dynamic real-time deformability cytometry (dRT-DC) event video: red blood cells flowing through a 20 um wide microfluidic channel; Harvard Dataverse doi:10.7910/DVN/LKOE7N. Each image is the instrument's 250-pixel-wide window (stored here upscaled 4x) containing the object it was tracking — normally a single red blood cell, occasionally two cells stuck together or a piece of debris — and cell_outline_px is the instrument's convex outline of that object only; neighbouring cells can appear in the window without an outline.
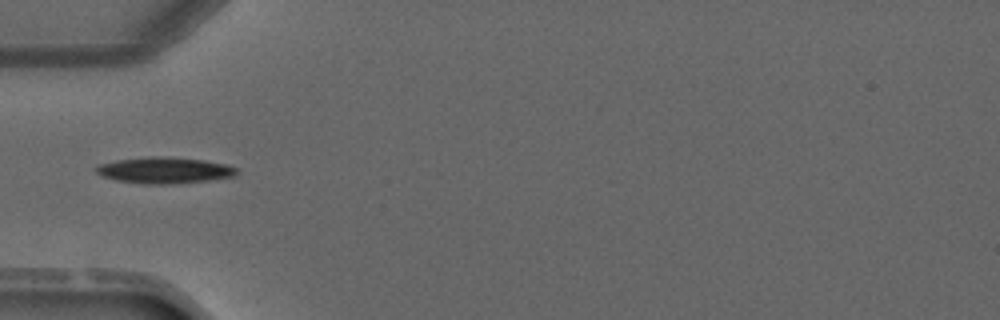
{"species": "common noctule bat (a hibernating species)", "species_latin": "Nyctalus noctula", "temperature_condition": "warm", "stored_images_in_passage": 3, "camera_frame_rate_fps": 3000, "um_per_image_px": 0.085, "animal": {"sex": "male", "forearm_length_mm": 52.5}, "frame": {"image": 1, "passage_image": 3, "time_ms": 2.667, "image_size_px": [1000, 320], "cell_outline_px": [[236, 176], [208, 180], [168, 184], [144, 184], [116, 180], [104, 176], [96, 172], [96, 168], [100, 164], [116, 160], [152, 156], [160, 156], [204, 160], [228, 164], [236, 168]], "centroid_in_image_um": [14.0, 14.47], "position_along_channel_um": 71.0, "area_um2": 21.27}}